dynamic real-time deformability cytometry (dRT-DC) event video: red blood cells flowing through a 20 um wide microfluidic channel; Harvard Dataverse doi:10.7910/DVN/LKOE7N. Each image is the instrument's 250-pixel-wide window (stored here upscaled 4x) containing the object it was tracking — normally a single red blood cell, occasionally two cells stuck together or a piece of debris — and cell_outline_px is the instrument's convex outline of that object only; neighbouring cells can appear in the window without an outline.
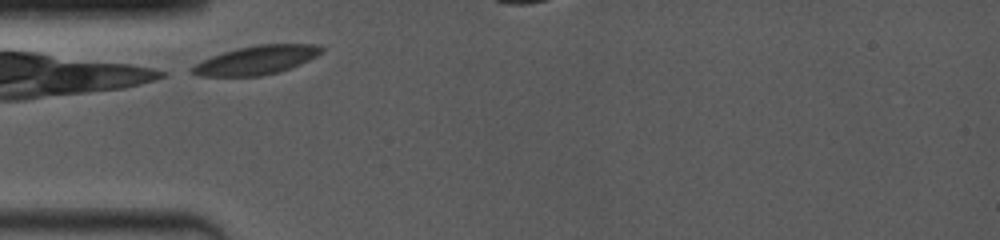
{"species": "common noctule bat (a hibernating species)", "species_latin": "Nyctalus noctula", "temperature_condition": "room temperature", "stored_images_in_passage": 7, "camera_frame_rate_fps": 4000, "um_per_image_px": 0.085, "animal": {"sex": "female", "body_mass_g": 19.0, "forearm_length_mm": 53.3}, "frame": {"image": 1, "passage_image": 1, "time_ms": 0.0, "image_size_px": [1000, 240], "cell_outline_px": [[324, 52], [300, 64], [276, 72], [260, 76], [200, 76], [188, 72], [188, 68], [200, 60], [224, 52], [256, 44], [320, 44], [324, 48]], "centroid_in_image_um": [21.76, 5.1], "position_along_channel_um": 63.2, "area_um2": 21.73}}